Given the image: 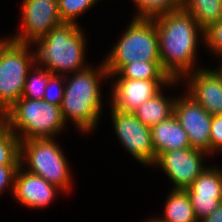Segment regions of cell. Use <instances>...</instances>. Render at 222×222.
I'll return each instance as SVG.
<instances>
[{
	"mask_svg": "<svg viewBox=\"0 0 222 222\" xmlns=\"http://www.w3.org/2000/svg\"><path fill=\"white\" fill-rule=\"evenodd\" d=\"M0 165H20V140L5 123L0 126Z\"/></svg>",
	"mask_w": 222,
	"mask_h": 222,
	"instance_id": "cell-21",
	"label": "cell"
},
{
	"mask_svg": "<svg viewBox=\"0 0 222 222\" xmlns=\"http://www.w3.org/2000/svg\"><path fill=\"white\" fill-rule=\"evenodd\" d=\"M185 191L200 222L222 202V169L207 167Z\"/></svg>",
	"mask_w": 222,
	"mask_h": 222,
	"instance_id": "cell-14",
	"label": "cell"
},
{
	"mask_svg": "<svg viewBox=\"0 0 222 222\" xmlns=\"http://www.w3.org/2000/svg\"><path fill=\"white\" fill-rule=\"evenodd\" d=\"M176 98L166 97L160 91L153 98L145 101L134 112V115L144 125L152 127L174 114Z\"/></svg>",
	"mask_w": 222,
	"mask_h": 222,
	"instance_id": "cell-17",
	"label": "cell"
},
{
	"mask_svg": "<svg viewBox=\"0 0 222 222\" xmlns=\"http://www.w3.org/2000/svg\"><path fill=\"white\" fill-rule=\"evenodd\" d=\"M152 19L159 38L161 66L171 80H181L198 69L194 66L196 49L198 38H203L204 42V31L194 17L182 8L159 14Z\"/></svg>",
	"mask_w": 222,
	"mask_h": 222,
	"instance_id": "cell-1",
	"label": "cell"
},
{
	"mask_svg": "<svg viewBox=\"0 0 222 222\" xmlns=\"http://www.w3.org/2000/svg\"><path fill=\"white\" fill-rule=\"evenodd\" d=\"M31 44L8 39L0 47V108L5 113L21 97L29 70L36 63Z\"/></svg>",
	"mask_w": 222,
	"mask_h": 222,
	"instance_id": "cell-7",
	"label": "cell"
},
{
	"mask_svg": "<svg viewBox=\"0 0 222 222\" xmlns=\"http://www.w3.org/2000/svg\"><path fill=\"white\" fill-rule=\"evenodd\" d=\"M5 124L20 141L53 139L66 126L61 106L23 97L5 112Z\"/></svg>",
	"mask_w": 222,
	"mask_h": 222,
	"instance_id": "cell-4",
	"label": "cell"
},
{
	"mask_svg": "<svg viewBox=\"0 0 222 222\" xmlns=\"http://www.w3.org/2000/svg\"><path fill=\"white\" fill-rule=\"evenodd\" d=\"M137 13L135 18H153L159 14L182 9L184 0H132Z\"/></svg>",
	"mask_w": 222,
	"mask_h": 222,
	"instance_id": "cell-23",
	"label": "cell"
},
{
	"mask_svg": "<svg viewBox=\"0 0 222 222\" xmlns=\"http://www.w3.org/2000/svg\"><path fill=\"white\" fill-rule=\"evenodd\" d=\"M183 79L188 86L187 94L210 115L222 114V65L215 70L200 67L180 81Z\"/></svg>",
	"mask_w": 222,
	"mask_h": 222,
	"instance_id": "cell-13",
	"label": "cell"
},
{
	"mask_svg": "<svg viewBox=\"0 0 222 222\" xmlns=\"http://www.w3.org/2000/svg\"><path fill=\"white\" fill-rule=\"evenodd\" d=\"M222 152V117L212 115L210 126V154Z\"/></svg>",
	"mask_w": 222,
	"mask_h": 222,
	"instance_id": "cell-27",
	"label": "cell"
},
{
	"mask_svg": "<svg viewBox=\"0 0 222 222\" xmlns=\"http://www.w3.org/2000/svg\"><path fill=\"white\" fill-rule=\"evenodd\" d=\"M146 222H163L160 218H153V219H150V220H147Z\"/></svg>",
	"mask_w": 222,
	"mask_h": 222,
	"instance_id": "cell-31",
	"label": "cell"
},
{
	"mask_svg": "<svg viewBox=\"0 0 222 222\" xmlns=\"http://www.w3.org/2000/svg\"><path fill=\"white\" fill-rule=\"evenodd\" d=\"M64 155L54 138L20 141V166H29L26 171L42 177L62 192H69L72 176Z\"/></svg>",
	"mask_w": 222,
	"mask_h": 222,
	"instance_id": "cell-6",
	"label": "cell"
},
{
	"mask_svg": "<svg viewBox=\"0 0 222 222\" xmlns=\"http://www.w3.org/2000/svg\"><path fill=\"white\" fill-rule=\"evenodd\" d=\"M150 129L156 158L170 150L191 148L188 135L174 114Z\"/></svg>",
	"mask_w": 222,
	"mask_h": 222,
	"instance_id": "cell-16",
	"label": "cell"
},
{
	"mask_svg": "<svg viewBox=\"0 0 222 222\" xmlns=\"http://www.w3.org/2000/svg\"><path fill=\"white\" fill-rule=\"evenodd\" d=\"M99 0H58V12L62 22L74 23L77 17L91 9ZM76 19V20H75Z\"/></svg>",
	"mask_w": 222,
	"mask_h": 222,
	"instance_id": "cell-24",
	"label": "cell"
},
{
	"mask_svg": "<svg viewBox=\"0 0 222 222\" xmlns=\"http://www.w3.org/2000/svg\"><path fill=\"white\" fill-rule=\"evenodd\" d=\"M200 222H222V202L208 217Z\"/></svg>",
	"mask_w": 222,
	"mask_h": 222,
	"instance_id": "cell-29",
	"label": "cell"
},
{
	"mask_svg": "<svg viewBox=\"0 0 222 222\" xmlns=\"http://www.w3.org/2000/svg\"><path fill=\"white\" fill-rule=\"evenodd\" d=\"M113 127L119 142L143 165L156 163L150 127L144 125L134 113L122 112L111 107Z\"/></svg>",
	"mask_w": 222,
	"mask_h": 222,
	"instance_id": "cell-8",
	"label": "cell"
},
{
	"mask_svg": "<svg viewBox=\"0 0 222 222\" xmlns=\"http://www.w3.org/2000/svg\"><path fill=\"white\" fill-rule=\"evenodd\" d=\"M20 165H0V195L8 188L9 184L13 193L15 175Z\"/></svg>",
	"mask_w": 222,
	"mask_h": 222,
	"instance_id": "cell-28",
	"label": "cell"
},
{
	"mask_svg": "<svg viewBox=\"0 0 222 222\" xmlns=\"http://www.w3.org/2000/svg\"><path fill=\"white\" fill-rule=\"evenodd\" d=\"M165 202L163 222H198L190 198L185 190H173Z\"/></svg>",
	"mask_w": 222,
	"mask_h": 222,
	"instance_id": "cell-18",
	"label": "cell"
},
{
	"mask_svg": "<svg viewBox=\"0 0 222 222\" xmlns=\"http://www.w3.org/2000/svg\"><path fill=\"white\" fill-rule=\"evenodd\" d=\"M21 29L10 40L31 44L46 36L54 27L62 24L58 12V0H23Z\"/></svg>",
	"mask_w": 222,
	"mask_h": 222,
	"instance_id": "cell-9",
	"label": "cell"
},
{
	"mask_svg": "<svg viewBox=\"0 0 222 222\" xmlns=\"http://www.w3.org/2000/svg\"><path fill=\"white\" fill-rule=\"evenodd\" d=\"M9 39V37L7 38H1L0 39V47Z\"/></svg>",
	"mask_w": 222,
	"mask_h": 222,
	"instance_id": "cell-32",
	"label": "cell"
},
{
	"mask_svg": "<svg viewBox=\"0 0 222 222\" xmlns=\"http://www.w3.org/2000/svg\"><path fill=\"white\" fill-rule=\"evenodd\" d=\"M115 81L111 88V107L122 112L134 113L145 101L158 94L163 86L171 87L180 80L116 78Z\"/></svg>",
	"mask_w": 222,
	"mask_h": 222,
	"instance_id": "cell-12",
	"label": "cell"
},
{
	"mask_svg": "<svg viewBox=\"0 0 222 222\" xmlns=\"http://www.w3.org/2000/svg\"><path fill=\"white\" fill-rule=\"evenodd\" d=\"M50 75L51 73L47 69L35 63L28 72L22 97L42 100Z\"/></svg>",
	"mask_w": 222,
	"mask_h": 222,
	"instance_id": "cell-22",
	"label": "cell"
},
{
	"mask_svg": "<svg viewBox=\"0 0 222 222\" xmlns=\"http://www.w3.org/2000/svg\"><path fill=\"white\" fill-rule=\"evenodd\" d=\"M58 190L61 191L42 177L25 171L24 167L19 166L12 194L20 204L31 209H41L54 201Z\"/></svg>",
	"mask_w": 222,
	"mask_h": 222,
	"instance_id": "cell-15",
	"label": "cell"
},
{
	"mask_svg": "<svg viewBox=\"0 0 222 222\" xmlns=\"http://www.w3.org/2000/svg\"><path fill=\"white\" fill-rule=\"evenodd\" d=\"M205 31L222 19V0H184L183 7Z\"/></svg>",
	"mask_w": 222,
	"mask_h": 222,
	"instance_id": "cell-19",
	"label": "cell"
},
{
	"mask_svg": "<svg viewBox=\"0 0 222 222\" xmlns=\"http://www.w3.org/2000/svg\"><path fill=\"white\" fill-rule=\"evenodd\" d=\"M5 123V113L0 108V126H2Z\"/></svg>",
	"mask_w": 222,
	"mask_h": 222,
	"instance_id": "cell-30",
	"label": "cell"
},
{
	"mask_svg": "<svg viewBox=\"0 0 222 222\" xmlns=\"http://www.w3.org/2000/svg\"><path fill=\"white\" fill-rule=\"evenodd\" d=\"M207 152L183 148L162 153L153 166H158L173 182V190L187 189L207 168L203 159Z\"/></svg>",
	"mask_w": 222,
	"mask_h": 222,
	"instance_id": "cell-10",
	"label": "cell"
},
{
	"mask_svg": "<svg viewBox=\"0 0 222 222\" xmlns=\"http://www.w3.org/2000/svg\"><path fill=\"white\" fill-rule=\"evenodd\" d=\"M174 115L188 135L191 148L210 154V115L191 96L176 97Z\"/></svg>",
	"mask_w": 222,
	"mask_h": 222,
	"instance_id": "cell-11",
	"label": "cell"
},
{
	"mask_svg": "<svg viewBox=\"0 0 222 222\" xmlns=\"http://www.w3.org/2000/svg\"><path fill=\"white\" fill-rule=\"evenodd\" d=\"M104 60L109 75L132 62H161L159 38L152 18H133Z\"/></svg>",
	"mask_w": 222,
	"mask_h": 222,
	"instance_id": "cell-5",
	"label": "cell"
},
{
	"mask_svg": "<svg viewBox=\"0 0 222 222\" xmlns=\"http://www.w3.org/2000/svg\"><path fill=\"white\" fill-rule=\"evenodd\" d=\"M118 75V76H117ZM115 78L143 79V80H171L163 71L161 62H132L124 65L117 73L109 75Z\"/></svg>",
	"mask_w": 222,
	"mask_h": 222,
	"instance_id": "cell-20",
	"label": "cell"
},
{
	"mask_svg": "<svg viewBox=\"0 0 222 222\" xmlns=\"http://www.w3.org/2000/svg\"><path fill=\"white\" fill-rule=\"evenodd\" d=\"M204 41L205 45L210 48L209 51L222 58V19L204 31Z\"/></svg>",
	"mask_w": 222,
	"mask_h": 222,
	"instance_id": "cell-26",
	"label": "cell"
},
{
	"mask_svg": "<svg viewBox=\"0 0 222 222\" xmlns=\"http://www.w3.org/2000/svg\"><path fill=\"white\" fill-rule=\"evenodd\" d=\"M101 63L96 69L90 65L85 70L71 74V78L65 76L62 116L66 124L71 119L83 134L99 125L98 119L102 114L101 82L110 77L104 61Z\"/></svg>",
	"mask_w": 222,
	"mask_h": 222,
	"instance_id": "cell-2",
	"label": "cell"
},
{
	"mask_svg": "<svg viewBox=\"0 0 222 222\" xmlns=\"http://www.w3.org/2000/svg\"><path fill=\"white\" fill-rule=\"evenodd\" d=\"M65 76L51 74L49 76L43 99L50 104L61 106L65 89Z\"/></svg>",
	"mask_w": 222,
	"mask_h": 222,
	"instance_id": "cell-25",
	"label": "cell"
},
{
	"mask_svg": "<svg viewBox=\"0 0 222 222\" xmlns=\"http://www.w3.org/2000/svg\"><path fill=\"white\" fill-rule=\"evenodd\" d=\"M85 43L78 24L63 22L34 43L36 64L55 75L85 70L89 67L85 65Z\"/></svg>",
	"mask_w": 222,
	"mask_h": 222,
	"instance_id": "cell-3",
	"label": "cell"
}]
</instances>
